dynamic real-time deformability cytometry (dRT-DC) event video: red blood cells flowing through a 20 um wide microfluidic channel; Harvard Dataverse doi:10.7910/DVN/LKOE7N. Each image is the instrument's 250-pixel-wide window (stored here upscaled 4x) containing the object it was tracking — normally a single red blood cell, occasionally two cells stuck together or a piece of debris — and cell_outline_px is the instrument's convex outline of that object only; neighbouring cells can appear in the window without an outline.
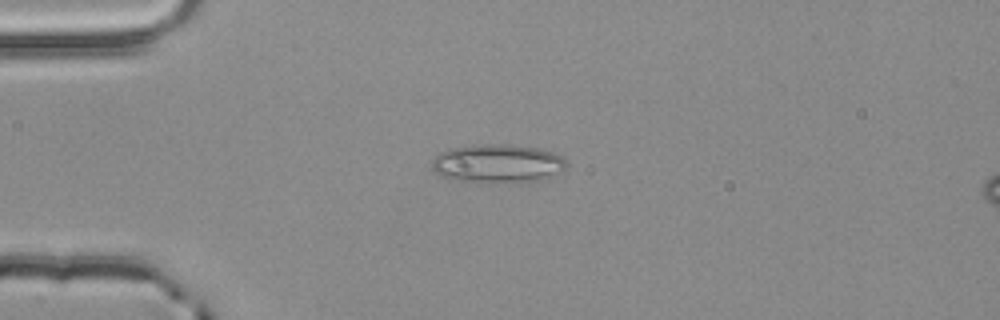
{"species": "common noctule bat (a hibernating species)", "species_latin": "Nyctalus noctula", "temperature_condition": "room temperature", "stored_images_in_passage": 3, "camera_frame_rate_fps": 3000, "um_per_image_px": 0.085, "animal": {"sex": "male", "body_mass_g": 20.4}, "frame": {"image": 1, "passage_image": 2, "time_ms": 0.333, "image_size_px": [1000, 320], "cell_outline_px": [[568, 164], [560, 172], [540, 180], [448, 180], [440, 176], [432, 168], [432, 156], [440, 152], [456, 148], [492, 144], [504, 144], [536, 148], [552, 152], [564, 156]], "centroid_in_image_um": [42.29, 13.87], "position_along_channel_um": 42.7, "area_um2": 29.25}}